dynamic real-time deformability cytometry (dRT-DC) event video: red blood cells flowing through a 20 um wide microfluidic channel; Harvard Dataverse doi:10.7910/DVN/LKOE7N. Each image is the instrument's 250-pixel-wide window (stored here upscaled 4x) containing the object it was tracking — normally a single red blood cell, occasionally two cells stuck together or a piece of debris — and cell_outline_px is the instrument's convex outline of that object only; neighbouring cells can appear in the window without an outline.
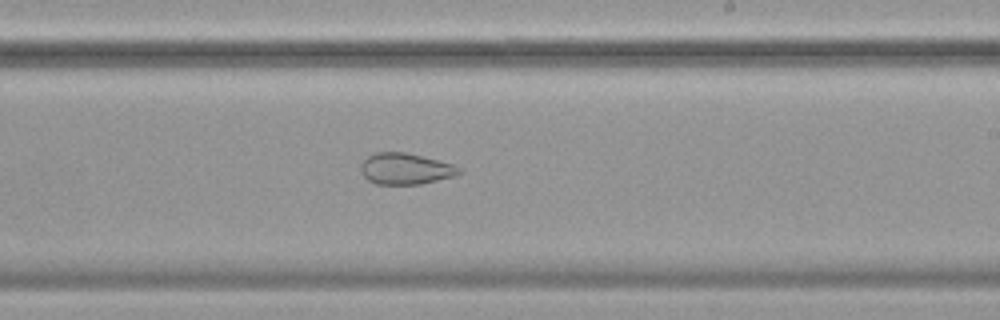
{"species": "common noctule bat (a hibernating species)", "species_latin": "Nyctalus noctula", "temperature_condition": "cold", "stored_images_in_passage": 42, "camera_frame_rate_fps": 3000, "um_per_image_px": 0.085, "animal": {"sex": "female", "body_mass_g": 19.9}, "frame": {"image": 1, "passage_image": 30, "time_ms": 9.667, "image_size_px": [1000, 320], "cell_outline_px": [[464, 172], [456, 176], [420, 184], [376, 184], [368, 180], [360, 172], [360, 168], [364, 160], [368, 156], [376, 152], [404, 152], [452, 164], [460, 168]], "centroid_in_image_um": [34.47, 14.36], "position_along_channel_um": 254.5, "area_um2": 17.8}}